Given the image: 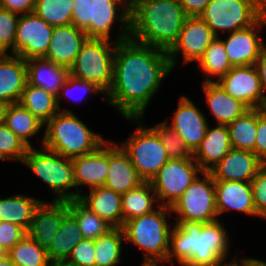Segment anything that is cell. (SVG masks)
I'll return each instance as SVG.
<instances>
[{
    "label": "cell",
    "instance_id": "cell-34",
    "mask_svg": "<svg viewBox=\"0 0 266 266\" xmlns=\"http://www.w3.org/2000/svg\"><path fill=\"white\" fill-rule=\"evenodd\" d=\"M227 127L232 148L254 153L258 128V108L247 110Z\"/></svg>",
    "mask_w": 266,
    "mask_h": 266
},
{
    "label": "cell",
    "instance_id": "cell-4",
    "mask_svg": "<svg viewBox=\"0 0 266 266\" xmlns=\"http://www.w3.org/2000/svg\"><path fill=\"white\" fill-rule=\"evenodd\" d=\"M45 124L41 146L70 159L90 154L106 142L69 109H61Z\"/></svg>",
    "mask_w": 266,
    "mask_h": 266
},
{
    "label": "cell",
    "instance_id": "cell-18",
    "mask_svg": "<svg viewBox=\"0 0 266 266\" xmlns=\"http://www.w3.org/2000/svg\"><path fill=\"white\" fill-rule=\"evenodd\" d=\"M68 213L67 201H42L35 210L27 235L47 251Z\"/></svg>",
    "mask_w": 266,
    "mask_h": 266
},
{
    "label": "cell",
    "instance_id": "cell-17",
    "mask_svg": "<svg viewBox=\"0 0 266 266\" xmlns=\"http://www.w3.org/2000/svg\"><path fill=\"white\" fill-rule=\"evenodd\" d=\"M178 101L172 123L168 125L194 153L201 145L209 124L204 113L187 96H181Z\"/></svg>",
    "mask_w": 266,
    "mask_h": 266
},
{
    "label": "cell",
    "instance_id": "cell-45",
    "mask_svg": "<svg viewBox=\"0 0 266 266\" xmlns=\"http://www.w3.org/2000/svg\"><path fill=\"white\" fill-rule=\"evenodd\" d=\"M70 90L71 91H73V90L74 91H80L82 93L86 92L87 94L88 93H91V94L92 93H94V94H99L100 93V94H102L104 96L103 92L98 87H96L94 84H92L90 82H87V81H83L81 79H78V78H75V77L69 75L67 77L65 83L63 84V86L59 90L58 95L56 96L59 110H60V102L62 100L61 98L64 95H65V97H67L69 95V93L71 92ZM70 95H72V94L70 93ZM70 95L68 97H70ZM71 98H72V96H71ZM82 99H83V97H82ZM80 100H81V97H80Z\"/></svg>",
    "mask_w": 266,
    "mask_h": 266
},
{
    "label": "cell",
    "instance_id": "cell-43",
    "mask_svg": "<svg viewBox=\"0 0 266 266\" xmlns=\"http://www.w3.org/2000/svg\"><path fill=\"white\" fill-rule=\"evenodd\" d=\"M62 264L65 266H95V240H81Z\"/></svg>",
    "mask_w": 266,
    "mask_h": 266
},
{
    "label": "cell",
    "instance_id": "cell-46",
    "mask_svg": "<svg viewBox=\"0 0 266 266\" xmlns=\"http://www.w3.org/2000/svg\"><path fill=\"white\" fill-rule=\"evenodd\" d=\"M27 232L17 224L0 222V247L8 252Z\"/></svg>",
    "mask_w": 266,
    "mask_h": 266
},
{
    "label": "cell",
    "instance_id": "cell-19",
    "mask_svg": "<svg viewBox=\"0 0 266 266\" xmlns=\"http://www.w3.org/2000/svg\"><path fill=\"white\" fill-rule=\"evenodd\" d=\"M74 169L75 199L82 195L76 187L87 185L89 190L104 186L109 173L108 140L96 151L71 159Z\"/></svg>",
    "mask_w": 266,
    "mask_h": 266
},
{
    "label": "cell",
    "instance_id": "cell-14",
    "mask_svg": "<svg viewBox=\"0 0 266 266\" xmlns=\"http://www.w3.org/2000/svg\"><path fill=\"white\" fill-rule=\"evenodd\" d=\"M216 83L227 94L244 103L249 109L263 108L266 94H263L255 65L233 66Z\"/></svg>",
    "mask_w": 266,
    "mask_h": 266
},
{
    "label": "cell",
    "instance_id": "cell-57",
    "mask_svg": "<svg viewBox=\"0 0 266 266\" xmlns=\"http://www.w3.org/2000/svg\"><path fill=\"white\" fill-rule=\"evenodd\" d=\"M7 256V252L0 247V260Z\"/></svg>",
    "mask_w": 266,
    "mask_h": 266
},
{
    "label": "cell",
    "instance_id": "cell-49",
    "mask_svg": "<svg viewBox=\"0 0 266 266\" xmlns=\"http://www.w3.org/2000/svg\"><path fill=\"white\" fill-rule=\"evenodd\" d=\"M36 0H0V7L22 15L33 13Z\"/></svg>",
    "mask_w": 266,
    "mask_h": 266
},
{
    "label": "cell",
    "instance_id": "cell-10",
    "mask_svg": "<svg viewBox=\"0 0 266 266\" xmlns=\"http://www.w3.org/2000/svg\"><path fill=\"white\" fill-rule=\"evenodd\" d=\"M170 207L179 217L176 224L210 223L218 220L215 181L210 172L203 171Z\"/></svg>",
    "mask_w": 266,
    "mask_h": 266
},
{
    "label": "cell",
    "instance_id": "cell-41",
    "mask_svg": "<svg viewBox=\"0 0 266 266\" xmlns=\"http://www.w3.org/2000/svg\"><path fill=\"white\" fill-rule=\"evenodd\" d=\"M28 148L4 123L0 124V160L22 162Z\"/></svg>",
    "mask_w": 266,
    "mask_h": 266
},
{
    "label": "cell",
    "instance_id": "cell-25",
    "mask_svg": "<svg viewBox=\"0 0 266 266\" xmlns=\"http://www.w3.org/2000/svg\"><path fill=\"white\" fill-rule=\"evenodd\" d=\"M232 149L227 125L208 126L201 145L193 153L202 171L212 170Z\"/></svg>",
    "mask_w": 266,
    "mask_h": 266
},
{
    "label": "cell",
    "instance_id": "cell-36",
    "mask_svg": "<svg viewBox=\"0 0 266 266\" xmlns=\"http://www.w3.org/2000/svg\"><path fill=\"white\" fill-rule=\"evenodd\" d=\"M198 66L202 73L208 76L204 77L205 83L214 82L211 77L217 78L215 82L218 81L233 67L229 62L224 44L218 37L205 50L203 57L198 61Z\"/></svg>",
    "mask_w": 266,
    "mask_h": 266
},
{
    "label": "cell",
    "instance_id": "cell-56",
    "mask_svg": "<svg viewBox=\"0 0 266 266\" xmlns=\"http://www.w3.org/2000/svg\"><path fill=\"white\" fill-rule=\"evenodd\" d=\"M141 266H160L159 262H143Z\"/></svg>",
    "mask_w": 266,
    "mask_h": 266
},
{
    "label": "cell",
    "instance_id": "cell-54",
    "mask_svg": "<svg viewBox=\"0 0 266 266\" xmlns=\"http://www.w3.org/2000/svg\"><path fill=\"white\" fill-rule=\"evenodd\" d=\"M7 105L8 104H6L5 102L0 101V124L4 123V116H5Z\"/></svg>",
    "mask_w": 266,
    "mask_h": 266
},
{
    "label": "cell",
    "instance_id": "cell-51",
    "mask_svg": "<svg viewBox=\"0 0 266 266\" xmlns=\"http://www.w3.org/2000/svg\"><path fill=\"white\" fill-rule=\"evenodd\" d=\"M255 66L257 68L263 94L266 93V47L262 50ZM265 92V93H264Z\"/></svg>",
    "mask_w": 266,
    "mask_h": 266
},
{
    "label": "cell",
    "instance_id": "cell-7",
    "mask_svg": "<svg viewBox=\"0 0 266 266\" xmlns=\"http://www.w3.org/2000/svg\"><path fill=\"white\" fill-rule=\"evenodd\" d=\"M42 149L28 148L21 163L27 165L36 176L54 191V201L75 199L73 163L70 158L52 152L43 146ZM42 150V151H41Z\"/></svg>",
    "mask_w": 266,
    "mask_h": 266
},
{
    "label": "cell",
    "instance_id": "cell-55",
    "mask_svg": "<svg viewBox=\"0 0 266 266\" xmlns=\"http://www.w3.org/2000/svg\"><path fill=\"white\" fill-rule=\"evenodd\" d=\"M0 266H16L10 257L7 255L5 258L0 260Z\"/></svg>",
    "mask_w": 266,
    "mask_h": 266
},
{
    "label": "cell",
    "instance_id": "cell-24",
    "mask_svg": "<svg viewBox=\"0 0 266 266\" xmlns=\"http://www.w3.org/2000/svg\"><path fill=\"white\" fill-rule=\"evenodd\" d=\"M26 84V60L15 54H0V101L18 103Z\"/></svg>",
    "mask_w": 266,
    "mask_h": 266
},
{
    "label": "cell",
    "instance_id": "cell-32",
    "mask_svg": "<svg viewBox=\"0 0 266 266\" xmlns=\"http://www.w3.org/2000/svg\"><path fill=\"white\" fill-rule=\"evenodd\" d=\"M4 124L29 148V138L37 134L45 124L19 103L7 105Z\"/></svg>",
    "mask_w": 266,
    "mask_h": 266
},
{
    "label": "cell",
    "instance_id": "cell-42",
    "mask_svg": "<svg viewBox=\"0 0 266 266\" xmlns=\"http://www.w3.org/2000/svg\"><path fill=\"white\" fill-rule=\"evenodd\" d=\"M19 14L0 7V54H14V42ZM11 47V48H10Z\"/></svg>",
    "mask_w": 266,
    "mask_h": 266
},
{
    "label": "cell",
    "instance_id": "cell-35",
    "mask_svg": "<svg viewBox=\"0 0 266 266\" xmlns=\"http://www.w3.org/2000/svg\"><path fill=\"white\" fill-rule=\"evenodd\" d=\"M69 213L76 219L84 239L96 240L113 229L104 219L92 212L79 199L67 201Z\"/></svg>",
    "mask_w": 266,
    "mask_h": 266
},
{
    "label": "cell",
    "instance_id": "cell-8",
    "mask_svg": "<svg viewBox=\"0 0 266 266\" xmlns=\"http://www.w3.org/2000/svg\"><path fill=\"white\" fill-rule=\"evenodd\" d=\"M266 12V0H211L199 16L216 37L254 25Z\"/></svg>",
    "mask_w": 266,
    "mask_h": 266
},
{
    "label": "cell",
    "instance_id": "cell-2",
    "mask_svg": "<svg viewBox=\"0 0 266 266\" xmlns=\"http://www.w3.org/2000/svg\"><path fill=\"white\" fill-rule=\"evenodd\" d=\"M229 237L220 220L210 223H174L166 262L181 266H228ZM223 264V265H222Z\"/></svg>",
    "mask_w": 266,
    "mask_h": 266
},
{
    "label": "cell",
    "instance_id": "cell-21",
    "mask_svg": "<svg viewBox=\"0 0 266 266\" xmlns=\"http://www.w3.org/2000/svg\"><path fill=\"white\" fill-rule=\"evenodd\" d=\"M87 39L85 31L73 24L54 26L49 49L44 58L70 68Z\"/></svg>",
    "mask_w": 266,
    "mask_h": 266
},
{
    "label": "cell",
    "instance_id": "cell-52",
    "mask_svg": "<svg viewBox=\"0 0 266 266\" xmlns=\"http://www.w3.org/2000/svg\"><path fill=\"white\" fill-rule=\"evenodd\" d=\"M231 266H266V262L258 259H252V258H242L241 262L237 260V258H233V260L230 261Z\"/></svg>",
    "mask_w": 266,
    "mask_h": 266
},
{
    "label": "cell",
    "instance_id": "cell-58",
    "mask_svg": "<svg viewBox=\"0 0 266 266\" xmlns=\"http://www.w3.org/2000/svg\"><path fill=\"white\" fill-rule=\"evenodd\" d=\"M262 109H263V110L265 111V113H266V101H265L264 106H263Z\"/></svg>",
    "mask_w": 266,
    "mask_h": 266
},
{
    "label": "cell",
    "instance_id": "cell-22",
    "mask_svg": "<svg viewBox=\"0 0 266 266\" xmlns=\"http://www.w3.org/2000/svg\"><path fill=\"white\" fill-rule=\"evenodd\" d=\"M109 173L104 186L124 194L143 182L132 165L128 154L116 143L108 140Z\"/></svg>",
    "mask_w": 266,
    "mask_h": 266
},
{
    "label": "cell",
    "instance_id": "cell-23",
    "mask_svg": "<svg viewBox=\"0 0 266 266\" xmlns=\"http://www.w3.org/2000/svg\"><path fill=\"white\" fill-rule=\"evenodd\" d=\"M215 199L218 216L230 210L258 216L250 182L215 181Z\"/></svg>",
    "mask_w": 266,
    "mask_h": 266
},
{
    "label": "cell",
    "instance_id": "cell-38",
    "mask_svg": "<svg viewBox=\"0 0 266 266\" xmlns=\"http://www.w3.org/2000/svg\"><path fill=\"white\" fill-rule=\"evenodd\" d=\"M7 255L16 266H52L47 251L27 234L7 252Z\"/></svg>",
    "mask_w": 266,
    "mask_h": 266
},
{
    "label": "cell",
    "instance_id": "cell-31",
    "mask_svg": "<svg viewBox=\"0 0 266 266\" xmlns=\"http://www.w3.org/2000/svg\"><path fill=\"white\" fill-rule=\"evenodd\" d=\"M154 189L149 181H143L137 187L122 194L123 224L137 216L148 214L159 204Z\"/></svg>",
    "mask_w": 266,
    "mask_h": 266
},
{
    "label": "cell",
    "instance_id": "cell-44",
    "mask_svg": "<svg viewBox=\"0 0 266 266\" xmlns=\"http://www.w3.org/2000/svg\"><path fill=\"white\" fill-rule=\"evenodd\" d=\"M250 184L257 215L266 219V164L257 172Z\"/></svg>",
    "mask_w": 266,
    "mask_h": 266
},
{
    "label": "cell",
    "instance_id": "cell-37",
    "mask_svg": "<svg viewBox=\"0 0 266 266\" xmlns=\"http://www.w3.org/2000/svg\"><path fill=\"white\" fill-rule=\"evenodd\" d=\"M125 241L122 228H113L95 240V266H116L121 262L122 243Z\"/></svg>",
    "mask_w": 266,
    "mask_h": 266
},
{
    "label": "cell",
    "instance_id": "cell-6",
    "mask_svg": "<svg viewBox=\"0 0 266 266\" xmlns=\"http://www.w3.org/2000/svg\"><path fill=\"white\" fill-rule=\"evenodd\" d=\"M116 45L115 40L88 38L69 68L70 75L94 84L106 96L113 83Z\"/></svg>",
    "mask_w": 266,
    "mask_h": 266
},
{
    "label": "cell",
    "instance_id": "cell-11",
    "mask_svg": "<svg viewBox=\"0 0 266 266\" xmlns=\"http://www.w3.org/2000/svg\"><path fill=\"white\" fill-rule=\"evenodd\" d=\"M202 172L194 159H169L150 181L158 204L171 207Z\"/></svg>",
    "mask_w": 266,
    "mask_h": 266
},
{
    "label": "cell",
    "instance_id": "cell-16",
    "mask_svg": "<svg viewBox=\"0 0 266 266\" xmlns=\"http://www.w3.org/2000/svg\"><path fill=\"white\" fill-rule=\"evenodd\" d=\"M262 25H266V12L251 27L230 33L225 40L220 36L218 37L224 44L232 66L255 65L262 50L266 47L258 33L259 30L263 29Z\"/></svg>",
    "mask_w": 266,
    "mask_h": 266
},
{
    "label": "cell",
    "instance_id": "cell-30",
    "mask_svg": "<svg viewBox=\"0 0 266 266\" xmlns=\"http://www.w3.org/2000/svg\"><path fill=\"white\" fill-rule=\"evenodd\" d=\"M83 239L78 222L68 213L63 218L59 232L47 250L49 261L52 264H62L71 250Z\"/></svg>",
    "mask_w": 266,
    "mask_h": 266
},
{
    "label": "cell",
    "instance_id": "cell-12",
    "mask_svg": "<svg viewBox=\"0 0 266 266\" xmlns=\"http://www.w3.org/2000/svg\"><path fill=\"white\" fill-rule=\"evenodd\" d=\"M54 26L34 12L22 14L16 28L14 54L24 60L44 58L49 49Z\"/></svg>",
    "mask_w": 266,
    "mask_h": 266
},
{
    "label": "cell",
    "instance_id": "cell-53",
    "mask_svg": "<svg viewBox=\"0 0 266 266\" xmlns=\"http://www.w3.org/2000/svg\"><path fill=\"white\" fill-rule=\"evenodd\" d=\"M116 1L119 2L121 5H123L125 9H127L129 12H131L134 9L137 0H116Z\"/></svg>",
    "mask_w": 266,
    "mask_h": 266
},
{
    "label": "cell",
    "instance_id": "cell-33",
    "mask_svg": "<svg viewBox=\"0 0 266 266\" xmlns=\"http://www.w3.org/2000/svg\"><path fill=\"white\" fill-rule=\"evenodd\" d=\"M18 103L44 124L60 111L55 95L28 83Z\"/></svg>",
    "mask_w": 266,
    "mask_h": 266
},
{
    "label": "cell",
    "instance_id": "cell-20",
    "mask_svg": "<svg viewBox=\"0 0 266 266\" xmlns=\"http://www.w3.org/2000/svg\"><path fill=\"white\" fill-rule=\"evenodd\" d=\"M264 165L253 152L232 148L209 172L214 181L251 182Z\"/></svg>",
    "mask_w": 266,
    "mask_h": 266
},
{
    "label": "cell",
    "instance_id": "cell-28",
    "mask_svg": "<svg viewBox=\"0 0 266 266\" xmlns=\"http://www.w3.org/2000/svg\"><path fill=\"white\" fill-rule=\"evenodd\" d=\"M202 87L207 105L218 125H228L249 110L244 103L227 94L215 81L203 82Z\"/></svg>",
    "mask_w": 266,
    "mask_h": 266
},
{
    "label": "cell",
    "instance_id": "cell-15",
    "mask_svg": "<svg viewBox=\"0 0 266 266\" xmlns=\"http://www.w3.org/2000/svg\"><path fill=\"white\" fill-rule=\"evenodd\" d=\"M215 38V34L200 17H187L177 43L168 52L172 67L175 68L177 65L176 59L180 54L183 56V64L193 61L198 63Z\"/></svg>",
    "mask_w": 266,
    "mask_h": 266
},
{
    "label": "cell",
    "instance_id": "cell-59",
    "mask_svg": "<svg viewBox=\"0 0 266 266\" xmlns=\"http://www.w3.org/2000/svg\"><path fill=\"white\" fill-rule=\"evenodd\" d=\"M52 266H65L63 264H52Z\"/></svg>",
    "mask_w": 266,
    "mask_h": 266
},
{
    "label": "cell",
    "instance_id": "cell-40",
    "mask_svg": "<svg viewBox=\"0 0 266 266\" xmlns=\"http://www.w3.org/2000/svg\"><path fill=\"white\" fill-rule=\"evenodd\" d=\"M165 147L170 159H194L193 152L185 145L177 132L172 129L167 121L151 127Z\"/></svg>",
    "mask_w": 266,
    "mask_h": 266
},
{
    "label": "cell",
    "instance_id": "cell-9",
    "mask_svg": "<svg viewBox=\"0 0 266 266\" xmlns=\"http://www.w3.org/2000/svg\"><path fill=\"white\" fill-rule=\"evenodd\" d=\"M125 119L136 121L138 127L121 147L128 154L140 178L150 182L170 158L156 132L142 125V118Z\"/></svg>",
    "mask_w": 266,
    "mask_h": 266
},
{
    "label": "cell",
    "instance_id": "cell-1",
    "mask_svg": "<svg viewBox=\"0 0 266 266\" xmlns=\"http://www.w3.org/2000/svg\"><path fill=\"white\" fill-rule=\"evenodd\" d=\"M172 69L168 52L131 38L117 42L113 83L104 98L123 118H142Z\"/></svg>",
    "mask_w": 266,
    "mask_h": 266
},
{
    "label": "cell",
    "instance_id": "cell-3",
    "mask_svg": "<svg viewBox=\"0 0 266 266\" xmlns=\"http://www.w3.org/2000/svg\"><path fill=\"white\" fill-rule=\"evenodd\" d=\"M186 18L179 0H137L130 12V38L169 52Z\"/></svg>",
    "mask_w": 266,
    "mask_h": 266
},
{
    "label": "cell",
    "instance_id": "cell-48",
    "mask_svg": "<svg viewBox=\"0 0 266 266\" xmlns=\"http://www.w3.org/2000/svg\"><path fill=\"white\" fill-rule=\"evenodd\" d=\"M254 154L266 164V113L258 108V128Z\"/></svg>",
    "mask_w": 266,
    "mask_h": 266
},
{
    "label": "cell",
    "instance_id": "cell-29",
    "mask_svg": "<svg viewBox=\"0 0 266 266\" xmlns=\"http://www.w3.org/2000/svg\"><path fill=\"white\" fill-rule=\"evenodd\" d=\"M42 201L24 194L0 198V222L17 224L27 232L35 210Z\"/></svg>",
    "mask_w": 266,
    "mask_h": 266
},
{
    "label": "cell",
    "instance_id": "cell-50",
    "mask_svg": "<svg viewBox=\"0 0 266 266\" xmlns=\"http://www.w3.org/2000/svg\"><path fill=\"white\" fill-rule=\"evenodd\" d=\"M211 0H179L187 17H199Z\"/></svg>",
    "mask_w": 266,
    "mask_h": 266
},
{
    "label": "cell",
    "instance_id": "cell-26",
    "mask_svg": "<svg viewBox=\"0 0 266 266\" xmlns=\"http://www.w3.org/2000/svg\"><path fill=\"white\" fill-rule=\"evenodd\" d=\"M78 199L113 228H122L121 194L105 186H100L89 190L87 195H80Z\"/></svg>",
    "mask_w": 266,
    "mask_h": 266
},
{
    "label": "cell",
    "instance_id": "cell-27",
    "mask_svg": "<svg viewBox=\"0 0 266 266\" xmlns=\"http://www.w3.org/2000/svg\"><path fill=\"white\" fill-rule=\"evenodd\" d=\"M27 83L43 88L57 96L70 75L69 68L55 64L45 58L26 60Z\"/></svg>",
    "mask_w": 266,
    "mask_h": 266
},
{
    "label": "cell",
    "instance_id": "cell-5",
    "mask_svg": "<svg viewBox=\"0 0 266 266\" xmlns=\"http://www.w3.org/2000/svg\"><path fill=\"white\" fill-rule=\"evenodd\" d=\"M171 208L159 205L148 214L134 217L124 222L122 230L125 242L143 249V262H165L169 251V235L172 227L167 216Z\"/></svg>",
    "mask_w": 266,
    "mask_h": 266
},
{
    "label": "cell",
    "instance_id": "cell-39",
    "mask_svg": "<svg viewBox=\"0 0 266 266\" xmlns=\"http://www.w3.org/2000/svg\"><path fill=\"white\" fill-rule=\"evenodd\" d=\"M73 0H36L34 13L51 26L72 24Z\"/></svg>",
    "mask_w": 266,
    "mask_h": 266
},
{
    "label": "cell",
    "instance_id": "cell-13",
    "mask_svg": "<svg viewBox=\"0 0 266 266\" xmlns=\"http://www.w3.org/2000/svg\"><path fill=\"white\" fill-rule=\"evenodd\" d=\"M90 18V26L85 30L88 38L111 39L110 31L116 20L123 27L115 41L130 38V12L116 0H90Z\"/></svg>",
    "mask_w": 266,
    "mask_h": 266
},
{
    "label": "cell",
    "instance_id": "cell-47",
    "mask_svg": "<svg viewBox=\"0 0 266 266\" xmlns=\"http://www.w3.org/2000/svg\"><path fill=\"white\" fill-rule=\"evenodd\" d=\"M90 0H73L72 24L85 31L90 26Z\"/></svg>",
    "mask_w": 266,
    "mask_h": 266
}]
</instances>
